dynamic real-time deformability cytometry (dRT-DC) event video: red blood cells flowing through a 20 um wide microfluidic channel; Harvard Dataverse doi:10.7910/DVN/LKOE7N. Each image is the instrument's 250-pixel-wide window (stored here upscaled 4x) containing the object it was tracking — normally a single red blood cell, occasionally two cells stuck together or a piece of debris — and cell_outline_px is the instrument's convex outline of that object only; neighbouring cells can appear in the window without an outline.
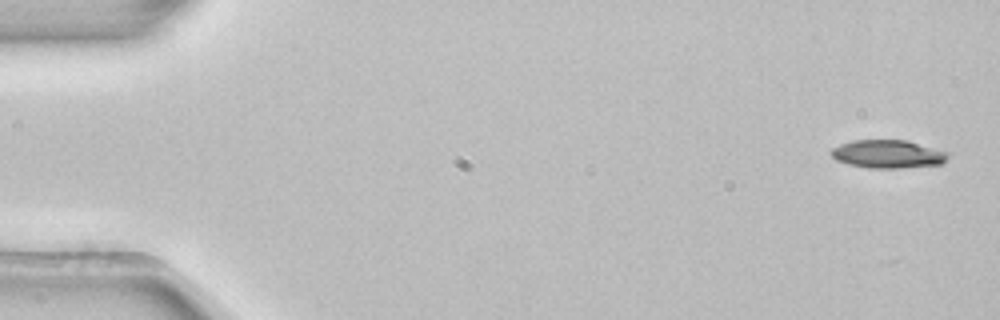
{"species": "common noctule bat (a hibernating species)", "species_latin": "Nyctalus noctula", "temperature_condition": "room temperature", "stored_images_in_passage": 5, "camera_frame_rate_fps": 3000, "um_per_image_px": 0.085, "animal": {"sex": "female", "body_mass_g": 22.7, "forearm_length_mm": 54.2}, "frame": {"image": 1, "passage_image": 1, "time_ms": 0.0, "image_size_px": [1000, 320], "cell_outline_px": [[948, 156], [940, 164], [900, 168], [868, 168], [848, 164], [836, 160], [828, 152], [832, 148], [840, 144], [852, 140], [908, 140], [948, 152]], "centroid_in_image_um": [75.42, 13.09], "position_along_channel_um": 9.6, "area_um2": 19.19}}
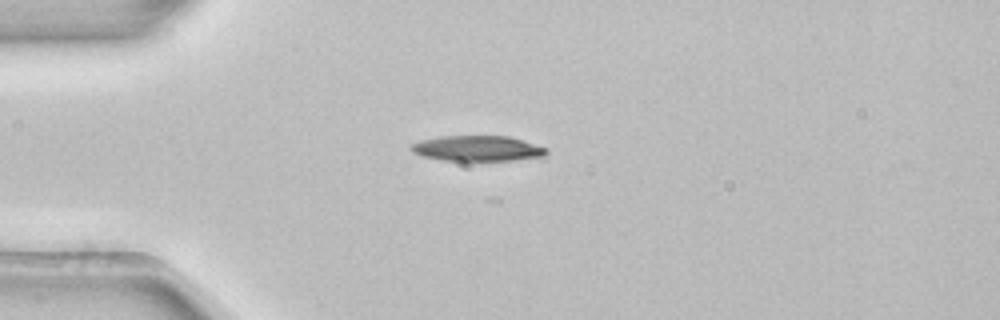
{"frame": {"image": 2, "passage_image": 4, "time_ms": 1.0, "image_size_px": [1000, 320], "cell_outline_px": [[548, 152], [544, 156], [512, 160], [444, 160], [420, 156], [412, 152], [408, 148], [408, 144], [420, 140], [440, 136], [508, 136], [524, 140], [548, 148]], "centroid_in_image_um": [40.53, 12.6], "position_along_channel_um": 44.5, "area_um2": 20.23}}
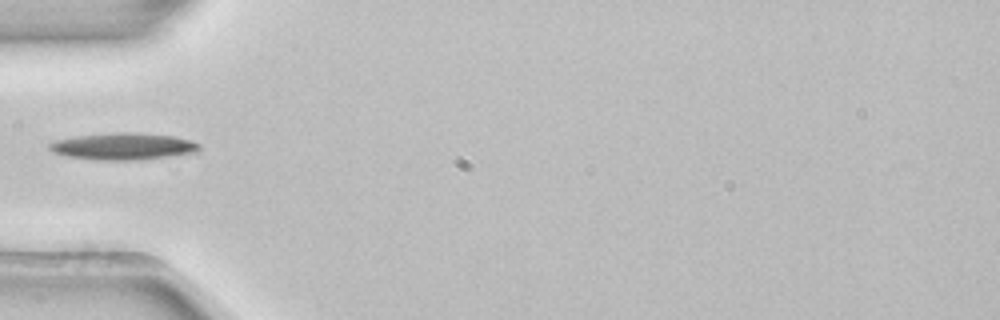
{"frame": {"image": 3, "passage_image": 5, "time_ms": 1.333, "image_size_px": [1000, 320], "cell_outline_px": [[200, 148], [196, 152], [168, 156], [136, 160], [96, 160], [68, 156], [52, 152], [48, 148], [48, 144], [56, 140], [76, 136], [116, 132], [136, 132], [172, 136], [188, 140], [200, 144]], "centroid_in_image_um": [10.43, 12.44], "position_along_channel_um": 74.6, "area_um2": 23.29}}